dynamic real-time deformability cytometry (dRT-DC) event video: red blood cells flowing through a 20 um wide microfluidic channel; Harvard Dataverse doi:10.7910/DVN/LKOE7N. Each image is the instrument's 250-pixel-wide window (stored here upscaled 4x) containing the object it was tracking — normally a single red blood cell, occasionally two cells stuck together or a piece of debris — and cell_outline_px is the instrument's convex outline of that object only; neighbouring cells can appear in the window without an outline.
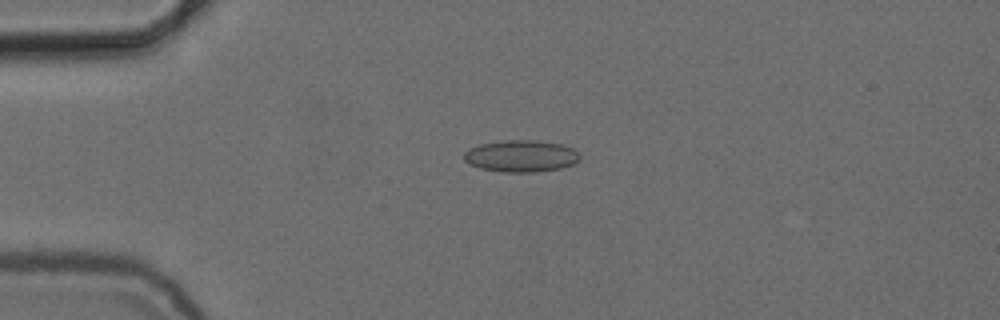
{"species": "common noctule bat (a hibernating species)", "species_latin": "Nyctalus noctula", "temperature_condition": "cold", "stored_images_in_passage": 4, "camera_frame_rate_fps": 3000, "um_per_image_px": 0.085, "animal": {"sex": "female", "body_mass_g": 24.6, "forearm_length_mm": 56.2}, "frame": {"image": 1, "passage_image": 4, "time_ms": 3.667, "image_size_px": [1000, 320], "cell_outline_px": [[580, 160], [572, 164], [560, 168], [536, 172], [504, 172], [480, 168], [468, 164], [464, 160], [464, 152], [468, 148], [480, 144], [504, 140], [536, 140], [564, 144], [572, 148], [580, 156]], "centroid_in_image_um": [44.27, 13.26], "position_along_channel_um": 40.7, "area_um2": 21.62}}